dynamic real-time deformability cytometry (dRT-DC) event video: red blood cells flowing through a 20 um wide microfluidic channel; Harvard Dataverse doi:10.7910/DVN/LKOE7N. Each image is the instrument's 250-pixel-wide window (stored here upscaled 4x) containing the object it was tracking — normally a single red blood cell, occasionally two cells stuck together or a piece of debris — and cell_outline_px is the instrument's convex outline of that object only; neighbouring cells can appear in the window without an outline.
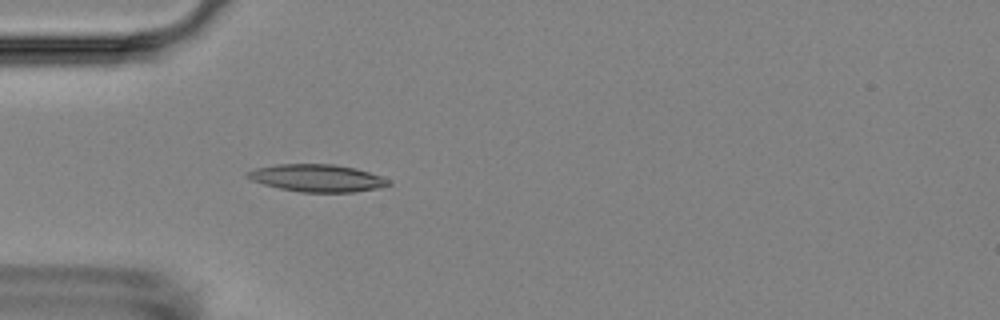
{"species": "Egyptian fruit bat (a non-hibernating species)", "species_latin": "Rousettus aegyptiacus", "temperature_condition": "room temperature", "stored_images_in_passage": 4, "camera_frame_rate_fps": 3000, "um_per_image_px": 0.085, "animal": {"sex": "female"}, "frame": {"image": 1, "passage_image": 4, "time_ms": 3.333, "image_size_px": [1000, 320], "cell_outline_px": [[392, 184], [380, 188], [352, 192], [300, 192], [280, 188], [264, 184], [252, 180], [244, 176], [248, 172], [256, 168], [276, 164], [332, 164], [356, 168], [380, 176], [388, 180]], "centroid_in_image_um": [26.95, 15.13], "position_along_channel_um": 58.0, "area_um2": 22.37}}